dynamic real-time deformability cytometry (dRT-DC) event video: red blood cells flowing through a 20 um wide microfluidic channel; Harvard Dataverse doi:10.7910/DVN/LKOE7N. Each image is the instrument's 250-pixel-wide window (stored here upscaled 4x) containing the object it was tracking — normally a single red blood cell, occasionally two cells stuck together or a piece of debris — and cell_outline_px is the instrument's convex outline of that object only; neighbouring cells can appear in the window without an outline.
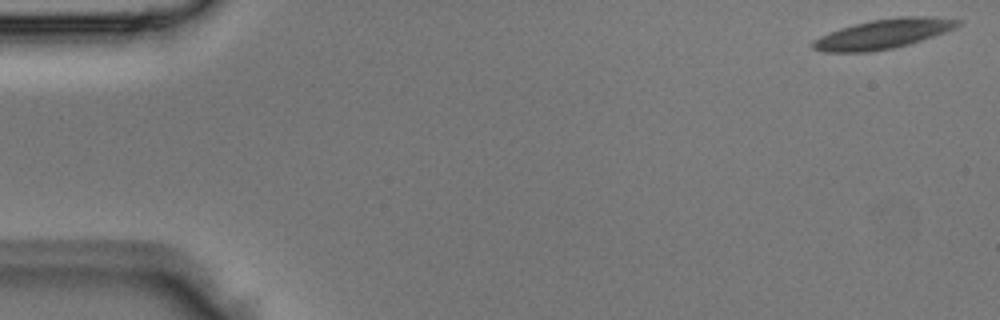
{"species": "Egyptian fruit bat (a non-hibernating species)", "species_latin": "Rousettus aegyptiacus", "temperature_condition": "room temperature", "stored_images_in_passage": 4, "camera_frame_rate_fps": 3000, "um_per_image_px": 0.085, "animal": {"sex": "male"}, "frame": {"image": 1, "passage_image": 1, "time_ms": 0.0, "image_size_px": [1000, 320], "cell_outline_px": [[960, 24], [956, 28], [908, 44], [892, 48], [868, 52], [824, 52], [812, 48], [812, 40], [820, 36], [840, 28], [872, 20], [900, 16], [932, 16], [960, 20]], "centroid_in_image_um": [75.06, 2.88], "position_along_channel_um": 9.9, "area_um2": 24.74}}